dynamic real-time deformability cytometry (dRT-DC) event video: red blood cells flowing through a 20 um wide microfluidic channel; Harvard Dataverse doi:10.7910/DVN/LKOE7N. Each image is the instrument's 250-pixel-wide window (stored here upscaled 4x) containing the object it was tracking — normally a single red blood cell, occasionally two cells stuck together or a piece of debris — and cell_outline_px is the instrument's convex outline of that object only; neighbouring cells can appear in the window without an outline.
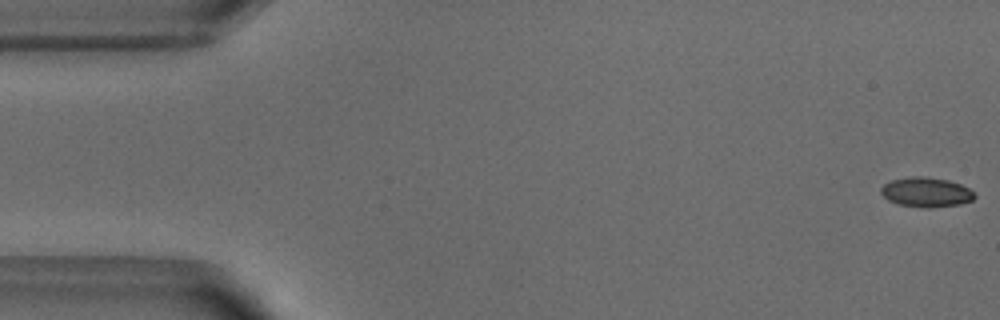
{"species": "common noctule bat (a hibernating species)", "species_latin": "Nyctalus noctula", "temperature_condition": "warm", "stored_images_in_passage": 52, "camera_frame_rate_fps": 3000, "um_per_image_px": 0.085, "animal": {"sex": "male", "body_mass_g": 18.8}, "frame": {"image": 1, "passage_image": 1, "time_ms": 0.0, "image_size_px": [1000, 320], "cell_outline_px": [[976, 196], [972, 200], [960, 204], [928, 208], [900, 204], [888, 200], [880, 192], [880, 188], [884, 184], [892, 180], [908, 176], [924, 176], [948, 180], [960, 184], [968, 188]], "centroid_in_image_um": [78.71, 16.32], "position_along_channel_um": 6.3, "area_um2": 16.07}}
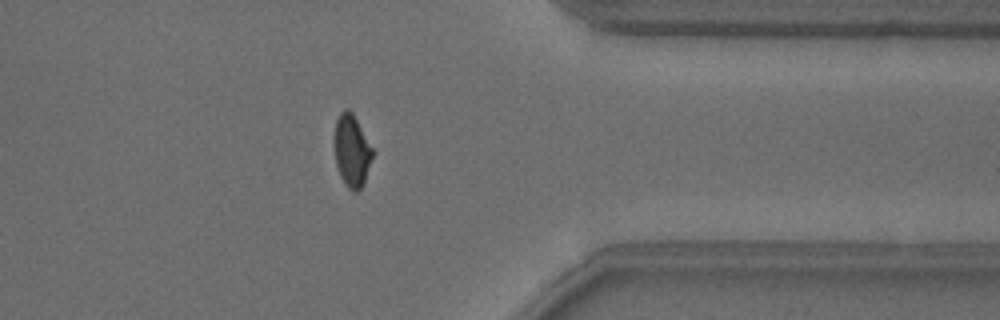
{"frame": {"image": 2, "passage_image": 41, "time_ms": 13.333, "image_size_px": [1000, 320], "cell_outline_px": [[376, 152], [364, 184], [356, 192], [348, 188], [340, 176], [336, 164], [336, 120], [340, 112], [344, 108], [348, 108], [352, 112]], "centroid_in_image_um": [29.97, 12.82], "position_along_channel_um": 381.4, "area_um2": 16.13}}
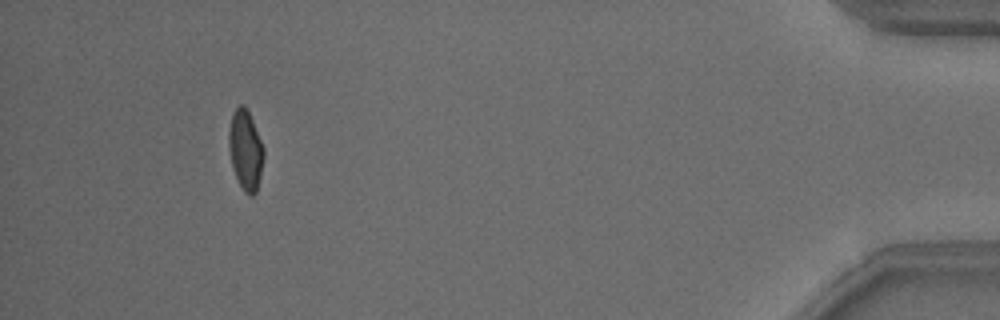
{"frame": {"image": 3, "passage_image": 48, "time_ms": 15.667, "image_size_px": [1000, 320], "cell_outline_px": [[264, 156], [260, 176], [256, 192], [252, 196], [248, 196], [244, 192], [232, 168], [228, 148], [228, 132], [232, 112], [240, 104], [244, 104], [252, 120], [264, 148]], "centroid_in_image_um": [20.85, 12.75], "position_along_channel_um": 414.4, "area_um2": 16.3}, "authors_computed_cell_mechanics": {"area_um2": 16.473, "velocity_mm_per_s": 3.8745, "shape_relaxation_time_tau1_ms": 6.2102, "shape_relaxation_time_tau2_ms": null, "deformation_change_tau1": 0.145, "deformation_change_tau2": null}}